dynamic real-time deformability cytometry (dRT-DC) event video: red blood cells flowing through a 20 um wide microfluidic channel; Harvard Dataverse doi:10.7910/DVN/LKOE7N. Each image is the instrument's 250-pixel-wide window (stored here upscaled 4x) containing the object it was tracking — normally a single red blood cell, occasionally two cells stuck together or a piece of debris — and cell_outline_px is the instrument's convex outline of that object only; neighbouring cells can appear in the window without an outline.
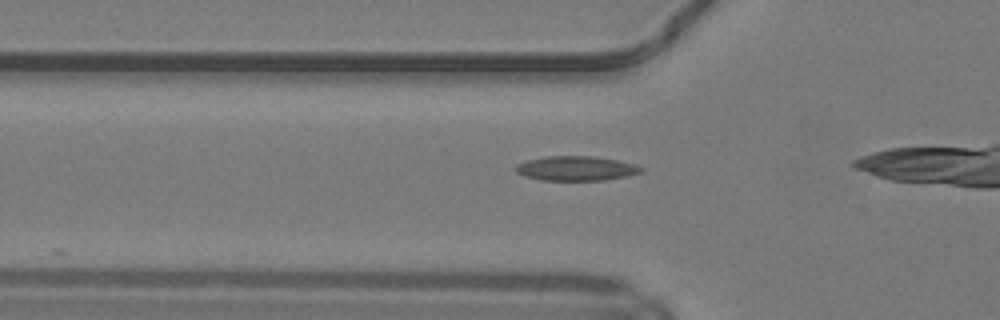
{"species": "common noctule bat (a hibernating species)", "species_latin": "Nyctalus noctula", "temperature_condition": "warm", "stored_images_in_passage": 14, "camera_frame_rate_fps": 3000, "um_per_image_px": 0.085, "animal": {"sex": "male", "body_mass_g": 19.2, "forearm_length_mm": 51.8}, "frame": {"image": 1, "passage_image": 3, "time_ms": 0.667, "image_size_px": [1000, 320], "cell_outline_px": [[644, 172], [628, 176], [604, 180], [540, 180], [524, 176], [516, 172], [516, 164], [528, 160], [544, 156], [592, 156], [616, 160], [636, 164], [644, 168]], "centroid_in_image_um": [48.99, 14.31], "position_along_channel_um": 76.8, "area_um2": 18.03}}
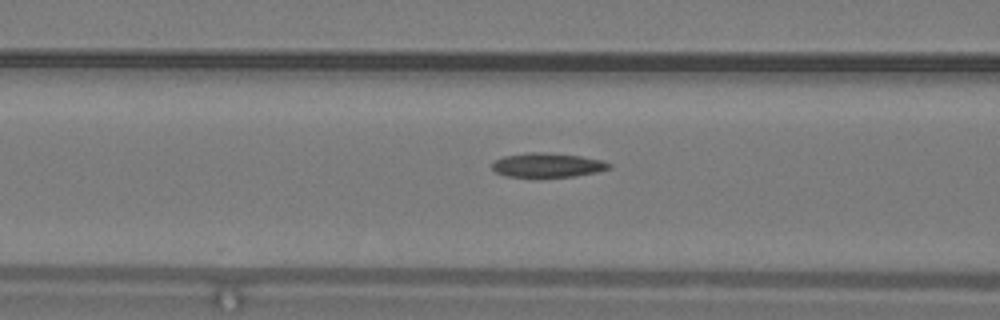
{"frame": {"image": 2, "passage_image": 6, "time_ms": 1.667, "image_size_px": [1000, 320], "cell_outline_px": [[612, 168], [596, 172], [572, 176], [540, 180], [508, 176], [496, 172], [492, 168], [492, 164], [496, 160], [504, 156], [528, 152], [544, 152], [580, 156], [604, 160], [612, 164]], "centroid_in_image_um": [46.54, 14.07], "position_along_channel_um": 120.1, "area_um2": 17.22}}
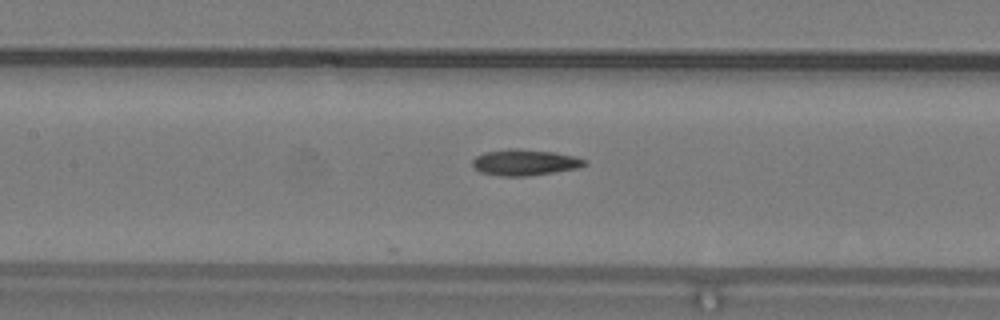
{"frame": {"image": 3, "passage_image": 9, "time_ms": 2.667, "image_size_px": [1000, 320], "cell_outline_px": [[588, 164], [576, 168], [528, 176], [500, 176], [480, 172], [472, 164], [472, 160], [476, 156], [484, 152], [508, 148], [520, 148], [556, 152], [576, 156], [588, 160]], "centroid_in_image_um": [44.62, 13.78], "position_along_channel_um": 162.8, "area_um2": 17.22}}